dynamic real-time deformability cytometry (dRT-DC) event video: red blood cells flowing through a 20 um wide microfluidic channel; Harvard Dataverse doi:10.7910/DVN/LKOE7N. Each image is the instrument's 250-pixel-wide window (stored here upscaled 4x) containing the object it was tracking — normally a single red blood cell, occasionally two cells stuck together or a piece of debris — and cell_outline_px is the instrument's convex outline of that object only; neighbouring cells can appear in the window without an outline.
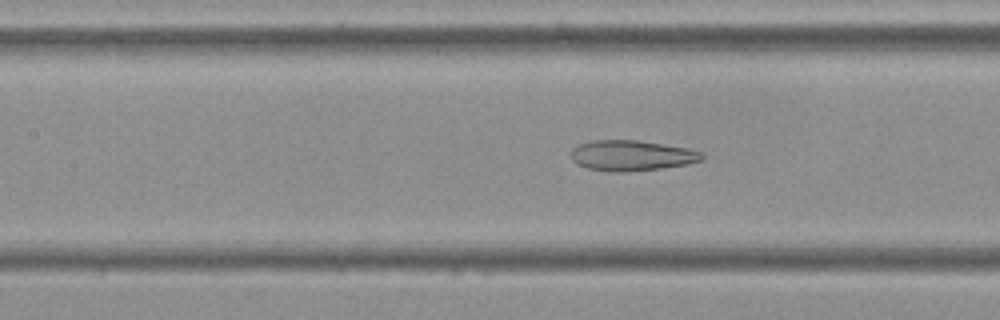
{"species": "Egyptian fruit bat (a non-hibernating species)", "species_latin": "Rousettus aegyptiacus", "temperature_condition": "cold", "stored_images_in_passage": 39, "camera_frame_rate_fps": 3000, "um_per_image_px": 0.085, "frame": {"image": 1, "passage_image": 8, "time_ms": 2.333, "image_size_px": [1000, 320], "cell_outline_px": [[704, 156], [700, 160], [684, 164], [660, 168], [624, 172], [612, 172], [588, 168], [576, 164], [572, 160], [572, 148], [580, 144], [592, 140], [636, 140], [688, 148], [700, 152]], "centroid_in_image_um": [53.63, 13.22], "position_along_channel_um": 153.8, "area_um2": 22.95}}
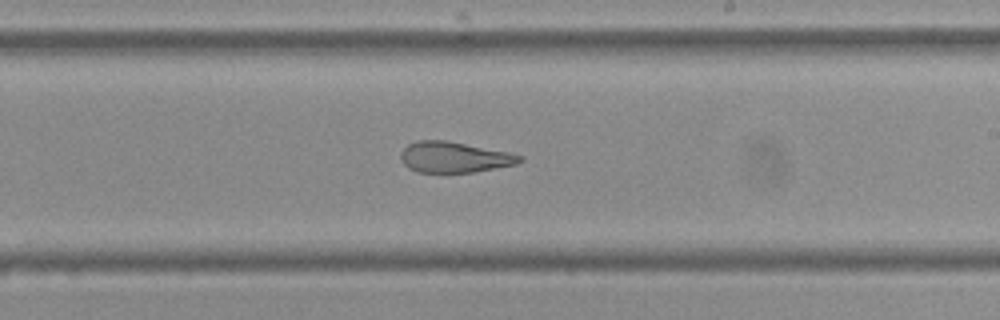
{"frame": {"image": 2, "passage_image": 16, "time_ms": 5.0, "image_size_px": [1000, 320], "cell_outline_px": [[524, 160], [516, 164], [472, 172], [416, 172], [408, 168], [400, 160], [400, 152], [408, 144], [416, 140], [448, 140], [508, 152], [524, 156]], "centroid_in_image_um": [38.58, 13.35], "position_along_channel_um": 250.4, "area_um2": 21.44}}
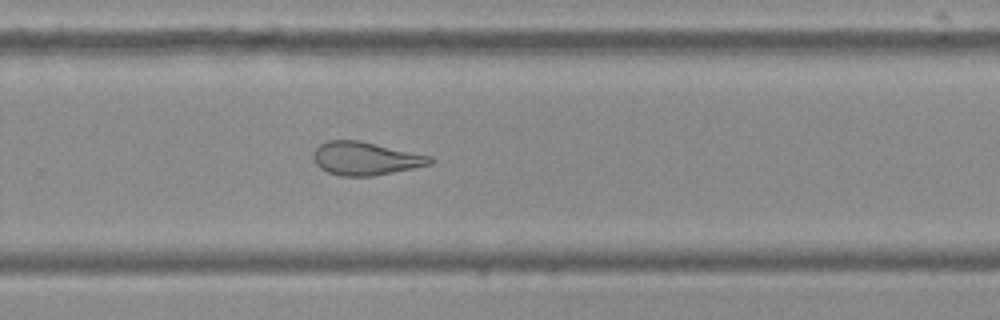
{"frame": {"image": 3, "passage_image": 20, "time_ms": 6.333, "image_size_px": [1000, 320], "cell_outline_px": [[436, 160], [432, 164], [372, 176], [340, 176], [328, 172], [320, 168], [316, 164], [312, 156], [316, 148], [320, 144], [328, 140], [360, 140], [432, 156]], "centroid_in_image_um": [31.08, 13.46], "position_along_channel_um": 298.7, "area_um2": 22.66}, "authors_computed_cell_mechanics": {"area_um2": 23.5246, "velocity_mm_per_s": 3.6316, "shape_relaxation_time_tau1_ms": null, "shape_relaxation_time_tau2_ms": 2.3166, "deformation_change_tau1": null, "deformation_change_tau2": 0.1089}}